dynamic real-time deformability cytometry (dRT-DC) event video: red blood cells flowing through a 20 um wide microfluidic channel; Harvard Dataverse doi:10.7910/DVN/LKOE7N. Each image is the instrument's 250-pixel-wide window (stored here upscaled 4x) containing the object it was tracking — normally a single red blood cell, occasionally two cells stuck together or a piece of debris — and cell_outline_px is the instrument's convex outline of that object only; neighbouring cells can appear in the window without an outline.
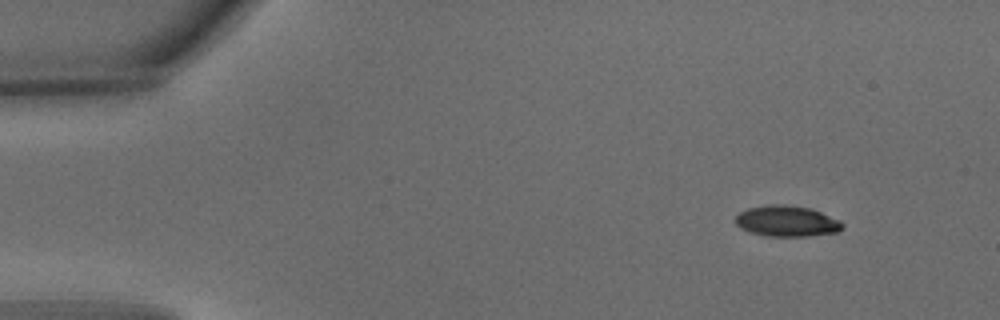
{"species": "common noctule bat (a hibernating species)", "species_latin": "Nyctalus noctula", "temperature_condition": "warm", "stored_images_in_passage": 3, "camera_frame_rate_fps": 3000, "um_per_image_px": 0.085, "animal": {"sex": "male", "body_mass_g": 15.6}, "frame": {"image": 1, "passage_image": 1, "time_ms": 0.0, "image_size_px": [1000, 320], "cell_outline_px": [[844, 228], [840, 232], [808, 236], [764, 236], [748, 232], [740, 228], [736, 224], [736, 216], [740, 212], [748, 208], [772, 204], [784, 204], [812, 208], [840, 220], [844, 224]], "centroid_in_image_um": [66.91, 18.8], "position_along_channel_um": 18.1, "area_um2": 19.54}}
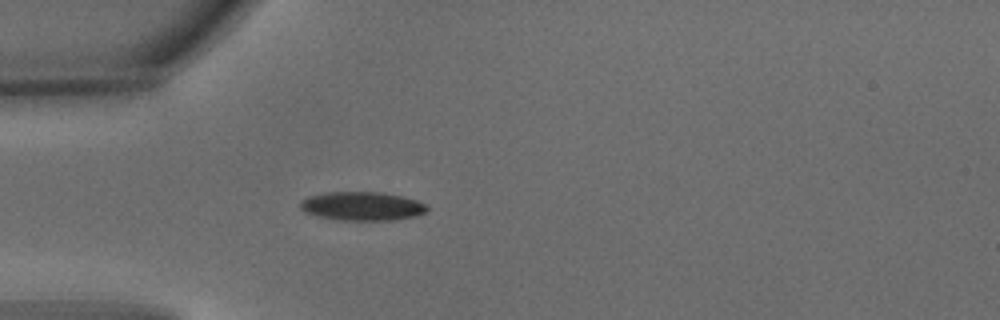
{"frame": {"image": 2, "passage_image": 3, "time_ms": 0.667, "image_size_px": [1000, 320], "cell_outline_px": [[428, 212], [416, 216], [392, 220], [340, 220], [316, 216], [304, 212], [300, 208], [300, 200], [308, 196], [328, 192], [380, 192], [404, 196], [416, 200], [424, 204], [428, 208]], "centroid_in_image_um": [30.77, 17.52], "position_along_channel_um": 54.2, "area_um2": 21.39}}